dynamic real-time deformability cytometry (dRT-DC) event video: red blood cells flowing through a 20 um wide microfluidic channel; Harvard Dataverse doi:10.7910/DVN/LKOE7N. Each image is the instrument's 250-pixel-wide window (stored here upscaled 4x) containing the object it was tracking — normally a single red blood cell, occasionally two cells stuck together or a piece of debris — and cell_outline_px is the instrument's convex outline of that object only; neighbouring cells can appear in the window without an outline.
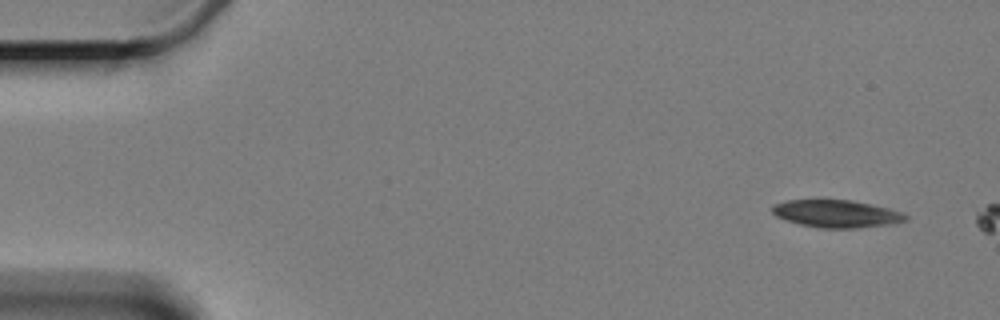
{"species": "Egyptian fruit bat (a non-hibernating species)", "species_latin": "Rousettus aegyptiacus", "temperature_condition": "cold", "stored_images_in_passage": 2, "camera_frame_rate_fps": 3000, "um_per_image_px": 0.085, "animal": {"sex": "female"}, "frame": {"image": 1, "passage_image": 1, "time_ms": 0.0, "image_size_px": [1000, 320], "cell_outline_px": [[908, 220], [896, 224], [860, 228], [820, 228], [800, 224], [776, 216], [772, 212], [772, 204], [788, 200], [816, 196], [824, 196], [852, 200], [888, 208], [904, 212], [908, 216]], "centroid_in_image_um": [71.1, 18.11], "position_along_channel_um": 13.9, "area_um2": 22.6}}